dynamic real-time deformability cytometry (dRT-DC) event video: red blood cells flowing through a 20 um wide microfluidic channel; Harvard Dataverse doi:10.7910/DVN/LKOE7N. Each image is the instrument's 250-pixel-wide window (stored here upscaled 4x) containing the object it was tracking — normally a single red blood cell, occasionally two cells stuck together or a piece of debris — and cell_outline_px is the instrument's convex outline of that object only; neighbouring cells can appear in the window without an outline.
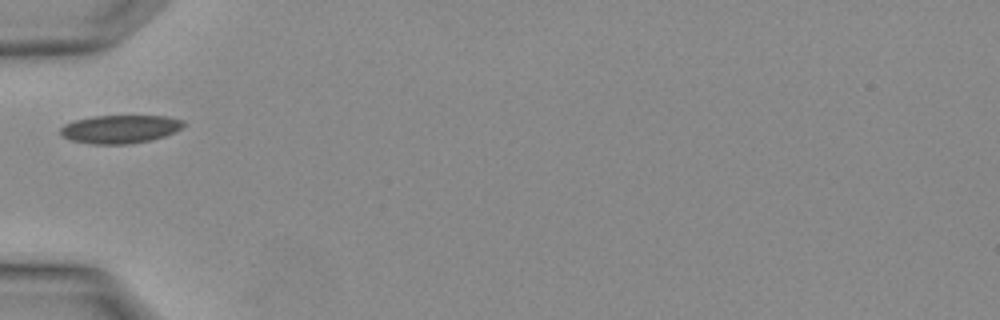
{"species": "Egyptian fruit bat (a non-hibernating species)", "species_latin": "Rousettus aegyptiacus", "temperature_condition": "warm", "stored_images_in_passage": 1, "camera_frame_rate_fps": 3000, "um_per_image_px": 0.085, "animal": {"sex": "female"}, "frame": {"image": 1, "passage_image": 1, "time_ms": 0.0, "image_size_px": [1000, 320], "cell_outline_px": [[184, 124], [180, 128], [164, 136], [152, 140], [128, 144], [92, 144], [72, 140], [60, 136], [60, 128], [64, 124], [76, 120], [92, 116], [168, 116], [184, 120]], "centroid_in_image_um": [10.18, 10.97], "position_along_channel_um": 74.8, "area_um2": 20.23}}